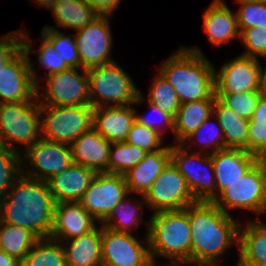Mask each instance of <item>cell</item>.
I'll return each mask as SVG.
<instances>
[{"instance_id": "obj_44", "label": "cell", "mask_w": 266, "mask_h": 266, "mask_svg": "<svg viewBox=\"0 0 266 266\" xmlns=\"http://www.w3.org/2000/svg\"><path fill=\"white\" fill-rule=\"evenodd\" d=\"M22 49V31L0 37V71Z\"/></svg>"}, {"instance_id": "obj_2", "label": "cell", "mask_w": 266, "mask_h": 266, "mask_svg": "<svg viewBox=\"0 0 266 266\" xmlns=\"http://www.w3.org/2000/svg\"><path fill=\"white\" fill-rule=\"evenodd\" d=\"M55 201L46 181L21 174L0 203V221L50 237Z\"/></svg>"}, {"instance_id": "obj_27", "label": "cell", "mask_w": 266, "mask_h": 266, "mask_svg": "<svg viewBox=\"0 0 266 266\" xmlns=\"http://www.w3.org/2000/svg\"><path fill=\"white\" fill-rule=\"evenodd\" d=\"M213 115L224 134V149H244L248 151L249 120L236 114L217 96L213 104Z\"/></svg>"}, {"instance_id": "obj_48", "label": "cell", "mask_w": 266, "mask_h": 266, "mask_svg": "<svg viewBox=\"0 0 266 266\" xmlns=\"http://www.w3.org/2000/svg\"><path fill=\"white\" fill-rule=\"evenodd\" d=\"M0 266H20V261L0 250Z\"/></svg>"}, {"instance_id": "obj_32", "label": "cell", "mask_w": 266, "mask_h": 266, "mask_svg": "<svg viewBox=\"0 0 266 266\" xmlns=\"http://www.w3.org/2000/svg\"><path fill=\"white\" fill-rule=\"evenodd\" d=\"M121 200L111 211L109 216L102 222V226L117 232L130 233V230L136 229L139 226V222H142L143 205H146L145 201H132L131 199ZM132 202L134 203L132 205ZM136 203V204H135ZM136 205V206H135ZM139 209V210H138ZM140 214V215H139ZM129 231V232H128Z\"/></svg>"}, {"instance_id": "obj_31", "label": "cell", "mask_w": 266, "mask_h": 266, "mask_svg": "<svg viewBox=\"0 0 266 266\" xmlns=\"http://www.w3.org/2000/svg\"><path fill=\"white\" fill-rule=\"evenodd\" d=\"M20 266H67L62 243L50 237L39 238Z\"/></svg>"}, {"instance_id": "obj_14", "label": "cell", "mask_w": 266, "mask_h": 266, "mask_svg": "<svg viewBox=\"0 0 266 266\" xmlns=\"http://www.w3.org/2000/svg\"><path fill=\"white\" fill-rule=\"evenodd\" d=\"M21 157H23V167L26 166L25 161L30 160L29 162L32 163L31 170L30 168L28 171L22 169V174L42 181H47L57 173L66 171L73 163L70 145L46 140L42 137L24 150Z\"/></svg>"}, {"instance_id": "obj_7", "label": "cell", "mask_w": 266, "mask_h": 266, "mask_svg": "<svg viewBox=\"0 0 266 266\" xmlns=\"http://www.w3.org/2000/svg\"><path fill=\"white\" fill-rule=\"evenodd\" d=\"M93 108L91 105H40V137L71 145L93 127Z\"/></svg>"}, {"instance_id": "obj_17", "label": "cell", "mask_w": 266, "mask_h": 266, "mask_svg": "<svg viewBox=\"0 0 266 266\" xmlns=\"http://www.w3.org/2000/svg\"><path fill=\"white\" fill-rule=\"evenodd\" d=\"M259 59L239 55L215 71V93L263 91Z\"/></svg>"}, {"instance_id": "obj_10", "label": "cell", "mask_w": 266, "mask_h": 266, "mask_svg": "<svg viewBox=\"0 0 266 266\" xmlns=\"http://www.w3.org/2000/svg\"><path fill=\"white\" fill-rule=\"evenodd\" d=\"M170 153L172 163L185 178L194 199L196 201H213L216 198V181L211 155L206 153L204 156L203 153L195 151L191 153L181 143H177L175 146L170 145ZM209 170L213 174H210Z\"/></svg>"}, {"instance_id": "obj_39", "label": "cell", "mask_w": 266, "mask_h": 266, "mask_svg": "<svg viewBox=\"0 0 266 266\" xmlns=\"http://www.w3.org/2000/svg\"><path fill=\"white\" fill-rule=\"evenodd\" d=\"M161 136L162 134L156 130L135 121L128 132L125 142L142 148L147 153H151L162 150L165 147L162 145Z\"/></svg>"}, {"instance_id": "obj_12", "label": "cell", "mask_w": 266, "mask_h": 266, "mask_svg": "<svg viewBox=\"0 0 266 266\" xmlns=\"http://www.w3.org/2000/svg\"><path fill=\"white\" fill-rule=\"evenodd\" d=\"M146 205L155 212L182 210L196 202L185 178L170 161L144 195Z\"/></svg>"}, {"instance_id": "obj_43", "label": "cell", "mask_w": 266, "mask_h": 266, "mask_svg": "<svg viewBox=\"0 0 266 266\" xmlns=\"http://www.w3.org/2000/svg\"><path fill=\"white\" fill-rule=\"evenodd\" d=\"M266 151V122L249 121L248 152L259 157Z\"/></svg>"}, {"instance_id": "obj_51", "label": "cell", "mask_w": 266, "mask_h": 266, "mask_svg": "<svg viewBox=\"0 0 266 266\" xmlns=\"http://www.w3.org/2000/svg\"><path fill=\"white\" fill-rule=\"evenodd\" d=\"M258 161L261 163L264 168V171L266 172V151L258 157Z\"/></svg>"}, {"instance_id": "obj_19", "label": "cell", "mask_w": 266, "mask_h": 266, "mask_svg": "<svg viewBox=\"0 0 266 266\" xmlns=\"http://www.w3.org/2000/svg\"><path fill=\"white\" fill-rule=\"evenodd\" d=\"M210 155L215 174L216 197L229 184L241 179L258 161V157L244 149L226 148Z\"/></svg>"}, {"instance_id": "obj_3", "label": "cell", "mask_w": 266, "mask_h": 266, "mask_svg": "<svg viewBox=\"0 0 266 266\" xmlns=\"http://www.w3.org/2000/svg\"><path fill=\"white\" fill-rule=\"evenodd\" d=\"M215 71L197 47H182L159 67L181 104L215 99Z\"/></svg>"}, {"instance_id": "obj_52", "label": "cell", "mask_w": 266, "mask_h": 266, "mask_svg": "<svg viewBox=\"0 0 266 266\" xmlns=\"http://www.w3.org/2000/svg\"><path fill=\"white\" fill-rule=\"evenodd\" d=\"M247 1L266 3V0H247Z\"/></svg>"}, {"instance_id": "obj_29", "label": "cell", "mask_w": 266, "mask_h": 266, "mask_svg": "<svg viewBox=\"0 0 266 266\" xmlns=\"http://www.w3.org/2000/svg\"><path fill=\"white\" fill-rule=\"evenodd\" d=\"M50 10L58 26L75 31L100 16L84 0H57Z\"/></svg>"}, {"instance_id": "obj_9", "label": "cell", "mask_w": 266, "mask_h": 266, "mask_svg": "<svg viewBox=\"0 0 266 266\" xmlns=\"http://www.w3.org/2000/svg\"><path fill=\"white\" fill-rule=\"evenodd\" d=\"M224 213L230 209L266 212V172L257 161L239 180L229 184L213 201Z\"/></svg>"}, {"instance_id": "obj_1", "label": "cell", "mask_w": 266, "mask_h": 266, "mask_svg": "<svg viewBox=\"0 0 266 266\" xmlns=\"http://www.w3.org/2000/svg\"><path fill=\"white\" fill-rule=\"evenodd\" d=\"M184 210L191 229V266H216L229 245L238 246L240 224L212 201H196Z\"/></svg>"}, {"instance_id": "obj_13", "label": "cell", "mask_w": 266, "mask_h": 266, "mask_svg": "<svg viewBox=\"0 0 266 266\" xmlns=\"http://www.w3.org/2000/svg\"><path fill=\"white\" fill-rule=\"evenodd\" d=\"M142 245L131 233L117 232L101 225L103 266H156L149 251L148 237Z\"/></svg>"}, {"instance_id": "obj_6", "label": "cell", "mask_w": 266, "mask_h": 266, "mask_svg": "<svg viewBox=\"0 0 266 266\" xmlns=\"http://www.w3.org/2000/svg\"><path fill=\"white\" fill-rule=\"evenodd\" d=\"M33 99L21 103H0V144L20 151L15 143L23 144L22 151L41 136L40 104Z\"/></svg>"}, {"instance_id": "obj_40", "label": "cell", "mask_w": 266, "mask_h": 266, "mask_svg": "<svg viewBox=\"0 0 266 266\" xmlns=\"http://www.w3.org/2000/svg\"><path fill=\"white\" fill-rule=\"evenodd\" d=\"M240 3L236 12L239 29L266 27V3L235 0Z\"/></svg>"}, {"instance_id": "obj_20", "label": "cell", "mask_w": 266, "mask_h": 266, "mask_svg": "<svg viewBox=\"0 0 266 266\" xmlns=\"http://www.w3.org/2000/svg\"><path fill=\"white\" fill-rule=\"evenodd\" d=\"M136 121V109L127 106L93 108V128L109 142H123Z\"/></svg>"}, {"instance_id": "obj_37", "label": "cell", "mask_w": 266, "mask_h": 266, "mask_svg": "<svg viewBox=\"0 0 266 266\" xmlns=\"http://www.w3.org/2000/svg\"><path fill=\"white\" fill-rule=\"evenodd\" d=\"M212 118L214 119L213 114L209 116L196 131H194L188 137H186L181 144L186 145L189 141V145L187 147H190L191 144L192 143L194 144V142H196V140L199 138V142L197 143H200V144H198L197 146L201 147V150L199 151L200 153L204 152L205 154L206 153L213 154L217 151L223 150L224 149V134H223L222 127L220 126L219 123L216 124L219 128L216 127V125L209 126L210 120ZM206 128L208 131L205 130ZM204 131H206V133ZM209 148H213V150H210L209 152L204 151L205 149L208 150Z\"/></svg>"}, {"instance_id": "obj_11", "label": "cell", "mask_w": 266, "mask_h": 266, "mask_svg": "<svg viewBox=\"0 0 266 266\" xmlns=\"http://www.w3.org/2000/svg\"><path fill=\"white\" fill-rule=\"evenodd\" d=\"M76 69L79 68L47 75L44 91L36 88V98L40 99L38 103L51 106L91 105L87 70L82 68L84 76H81Z\"/></svg>"}, {"instance_id": "obj_33", "label": "cell", "mask_w": 266, "mask_h": 266, "mask_svg": "<svg viewBox=\"0 0 266 266\" xmlns=\"http://www.w3.org/2000/svg\"><path fill=\"white\" fill-rule=\"evenodd\" d=\"M114 147V149H113ZM147 154L142 148L127 142H113L110 148L108 173L125 175Z\"/></svg>"}, {"instance_id": "obj_35", "label": "cell", "mask_w": 266, "mask_h": 266, "mask_svg": "<svg viewBox=\"0 0 266 266\" xmlns=\"http://www.w3.org/2000/svg\"><path fill=\"white\" fill-rule=\"evenodd\" d=\"M149 90L148 103L159 107L161 110L170 114L174 118L181 102L175 92V89L161 73L155 77Z\"/></svg>"}, {"instance_id": "obj_41", "label": "cell", "mask_w": 266, "mask_h": 266, "mask_svg": "<svg viewBox=\"0 0 266 266\" xmlns=\"http://www.w3.org/2000/svg\"><path fill=\"white\" fill-rule=\"evenodd\" d=\"M239 30L240 39L247 48L241 55L256 59L266 56V27Z\"/></svg>"}, {"instance_id": "obj_46", "label": "cell", "mask_w": 266, "mask_h": 266, "mask_svg": "<svg viewBox=\"0 0 266 266\" xmlns=\"http://www.w3.org/2000/svg\"><path fill=\"white\" fill-rule=\"evenodd\" d=\"M91 8H93L99 15L113 14L117 9L121 0H84Z\"/></svg>"}, {"instance_id": "obj_21", "label": "cell", "mask_w": 266, "mask_h": 266, "mask_svg": "<svg viewBox=\"0 0 266 266\" xmlns=\"http://www.w3.org/2000/svg\"><path fill=\"white\" fill-rule=\"evenodd\" d=\"M111 145L92 127L70 145L73 163L83 165L95 173H108Z\"/></svg>"}, {"instance_id": "obj_25", "label": "cell", "mask_w": 266, "mask_h": 266, "mask_svg": "<svg viewBox=\"0 0 266 266\" xmlns=\"http://www.w3.org/2000/svg\"><path fill=\"white\" fill-rule=\"evenodd\" d=\"M61 243L67 266H102L101 227Z\"/></svg>"}, {"instance_id": "obj_4", "label": "cell", "mask_w": 266, "mask_h": 266, "mask_svg": "<svg viewBox=\"0 0 266 266\" xmlns=\"http://www.w3.org/2000/svg\"><path fill=\"white\" fill-rule=\"evenodd\" d=\"M151 259H171L172 266L190 264L191 229L187 212L182 210L152 213L146 223Z\"/></svg>"}, {"instance_id": "obj_22", "label": "cell", "mask_w": 266, "mask_h": 266, "mask_svg": "<svg viewBox=\"0 0 266 266\" xmlns=\"http://www.w3.org/2000/svg\"><path fill=\"white\" fill-rule=\"evenodd\" d=\"M95 174L83 165L72 163L66 171L57 173L46 182L55 203L79 202Z\"/></svg>"}, {"instance_id": "obj_8", "label": "cell", "mask_w": 266, "mask_h": 266, "mask_svg": "<svg viewBox=\"0 0 266 266\" xmlns=\"http://www.w3.org/2000/svg\"><path fill=\"white\" fill-rule=\"evenodd\" d=\"M31 40L22 31V49L0 71V103L32 101L39 87L38 78L30 62Z\"/></svg>"}, {"instance_id": "obj_47", "label": "cell", "mask_w": 266, "mask_h": 266, "mask_svg": "<svg viewBox=\"0 0 266 266\" xmlns=\"http://www.w3.org/2000/svg\"><path fill=\"white\" fill-rule=\"evenodd\" d=\"M249 121H265L266 122V93H262L257 101L256 109Z\"/></svg>"}, {"instance_id": "obj_36", "label": "cell", "mask_w": 266, "mask_h": 266, "mask_svg": "<svg viewBox=\"0 0 266 266\" xmlns=\"http://www.w3.org/2000/svg\"><path fill=\"white\" fill-rule=\"evenodd\" d=\"M41 34L52 44L55 51L70 68L80 67V58L75 37L64 35L50 25H46L42 29Z\"/></svg>"}, {"instance_id": "obj_38", "label": "cell", "mask_w": 266, "mask_h": 266, "mask_svg": "<svg viewBox=\"0 0 266 266\" xmlns=\"http://www.w3.org/2000/svg\"><path fill=\"white\" fill-rule=\"evenodd\" d=\"M262 93L263 91H246L241 93H215V95L236 114L250 120Z\"/></svg>"}, {"instance_id": "obj_34", "label": "cell", "mask_w": 266, "mask_h": 266, "mask_svg": "<svg viewBox=\"0 0 266 266\" xmlns=\"http://www.w3.org/2000/svg\"><path fill=\"white\" fill-rule=\"evenodd\" d=\"M21 174V152L0 144V203Z\"/></svg>"}, {"instance_id": "obj_50", "label": "cell", "mask_w": 266, "mask_h": 266, "mask_svg": "<svg viewBox=\"0 0 266 266\" xmlns=\"http://www.w3.org/2000/svg\"><path fill=\"white\" fill-rule=\"evenodd\" d=\"M57 0H36L37 5L40 7H46L50 9Z\"/></svg>"}, {"instance_id": "obj_24", "label": "cell", "mask_w": 266, "mask_h": 266, "mask_svg": "<svg viewBox=\"0 0 266 266\" xmlns=\"http://www.w3.org/2000/svg\"><path fill=\"white\" fill-rule=\"evenodd\" d=\"M170 161V145L157 152L147 153L138 165L124 175L129 193L144 195Z\"/></svg>"}, {"instance_id": "obj_28", "label": "cell", "mask_w": 266, "mask_h": 266, "mask_svg": "<svg viewBox=\"0 0 266 266\" xmlns=\"http://www.w3.org/2000/svg\"><path fill=\"white\" fill-rule=\"evenodd\" d=\"M214 101L215 99L198 100L180 105L173 123L176 143H182L213 114Z\"/></svg>"}, {"instance_id": "obj_42", "label": "cell", "mask_w": 266, "mask_h": 266, "mask_svg": "<svg viewBox=\"0 0 266 266\" xmlns=\"http://www.w3.org/2000/svg\"><path fill=\"white\" fill-rule=\"evenodd\" d=\"M42 43L39 47L38 60L40 67L48 69L47 75L59 73L70 67L62 60L61 56L55 51L52 44L42 35Z\"/></svg>"}, {"instance_id": "obj_30", "label": "cell", "mask_w": 266, "mask_h": 266, "mask_svg": "<svg viewBox=\"0 0 266 266\" xmlns=\"http://www.w3.org/2000/svg\"><path fill=\"white\" fill-rule=\"evenodd\" d=\"M38 239L31 230L0 221V250L20 262Z\"/></svg>"}, {"instance_id": "obj_49", "label": "cell", "mask_w": 266, "mask_h": 266, "mask_svg": "<svg viewBox=\"0 0 266 266\" xmlns=\"http://www.w3.org/2000/svg\"><path fill=\"white\" fill-rule=\"evenodd\" d=\"M266 58V56H263ZM260 77H261V88L264 93H266V66L263 68L260 66Z\"/></svg>"}, {"instance_id": "obj_15", "label": "cell", "mask_w": 266, "mask_h": 266, "mask_svg": "<svg viewBox=\"0 0 266 266\" xmlns=\"http://www.w3.org/2000/svg\"><path fill=\"white\" fill-rule=\"evenodd\" d=\"M128 191L122 174L96 173L79 201L94 219L103 222Z\"/></svg>"}, {"instance_id": "obj_26", "label": "cell", "mask_w": 266, "mask_h": 266, "mask_svg": "<svg viewBox=\"0 0 266 266\" xmlns=\"http://www.w3.org/2000/svg\"><path fill=\"white\" fill-rule=\"evenodd\" d=\"M245 227V228H244ZM237 266H266V224L249 221L239 229Z\"/></svg>"}, {"instance_id": "obj_16", "label": "cell", "mask_w": 266, "mask_h": 266, "mask_svg": "<svg viewBox=\"0 0 266 266\" xmlns=\"http://www.w3.org/2000/svg\"><path fill=\"white\" fill-rule=\"evenodd\" d=\"M110 17V15H100L92 23L76 30V46L80 67L83 69L88 70L114 61L110 56L113 44L108 21Z\"/></svg>"}, {"instance_id": "obj_23", "label": "cell", "mask_w": 266, "mask_h": 266, "mask_svg": "<svg viewBox=\"0 0 266 266\" xmlns=\"http://www.w3.org/2000/svg\"><path fill=\"white\" fill-rule=\"evenodd\" d=\"M204 11L203 29L209 42L219 46L233 38L240 39L236 13L231 12L223 0H213Z\"/></svg>"}, {"instance_id": "obj_18", "label": "cell", "mask_w": 266, "mask_h": 266, "mask_svg": "<svg viewBox=\"0 0 266 266\" xmlns=\"http://www.w3.org/2000/svg\"><path fill=\"white\" fill-rule=\"evenodd\" d=\"M96 227L94 217L80 202L55 203L50 238L59 242L77 238Z\"/></svg>"}, {"instance_id": "obj_5", "label": "cell", "mask_w": 266, "mask_h": 266, "mask_svg": "<svg viewBox=\"0 0 266 266\" xmlns=\"http://www.w3.org/2000/svg\"><path fill=\"white\" fill-rule=\"evenodd\" d=\"M87 73L92 107L107 106V104L136 106L145 101L132 78L115 61L90 68Z\"/></svg>"}, {"instance_id": "obj_45", "label": "cell", "mask_w": 266, "mask_h": 266, "mask_svg": "<svg viewBox=\"0 0 266 266\" xmlns=\"http://www.w3.org/2000/svg\"><path fill=\"white\" fill-rule=\"evenodd\" d=\"M148 104H149L152 111L157 112V114H159V116L162 119V123L163 124L165 123L167 125V127L173 131L174 118L170 114L161 110L159 107H157L151 103H148ZM136 121H138L142 125H145L149 128L156 130L157 132H159L161 134L164 133V131H162V127L159 128L158 127L159 124L158 123L155 124V121L151 120L150 117L147 118V116H142V115L140 116V115H137V113H136Z\"/></svg>"}]
</instances>
